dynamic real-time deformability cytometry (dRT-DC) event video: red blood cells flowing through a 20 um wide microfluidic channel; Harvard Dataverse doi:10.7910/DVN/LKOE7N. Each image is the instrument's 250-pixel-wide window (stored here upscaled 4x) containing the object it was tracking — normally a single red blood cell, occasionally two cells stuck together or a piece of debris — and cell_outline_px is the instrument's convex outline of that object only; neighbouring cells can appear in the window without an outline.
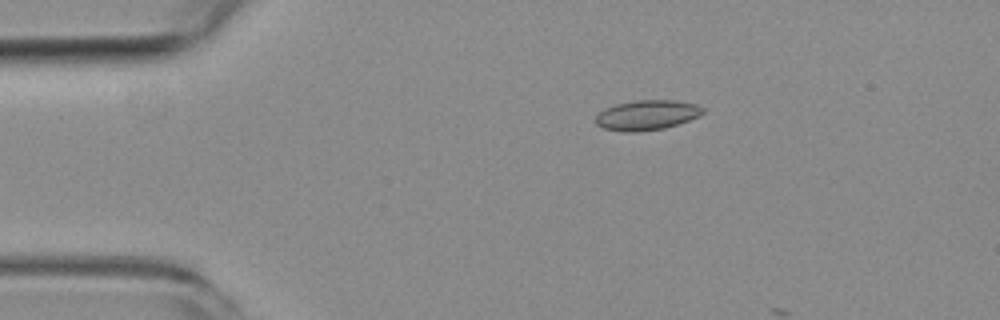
{"species": "common noctule bat (a hibernating species)", "species_latin": "Nyctalus noctula", "temperature_condition": "room temperature", "stored_images_in_passage": 6, "camera_frame_rate_fps": 3000, "um_per_image_px": 0.085, "animal": {"sex": "female", "body_mass_g": 19.3, "forearm_length_mm": 54.1}, "frame": {"image": 1, "passage_image": 4, "time_ms": 3.333, "image_size_px": [1000, 320], "cell_outline_px": [[704, 112], [700, 116], [664, 128], [636, 132], [628, 132], [604, 128], [596, 124], [596, 116], [600, 112], [616, 104], [636, 100], [672, 100], [696, 104], [704, 108]], "centroid_in_image_um": [55.01, 9.78], "position_along_channel_um": 30.0, "area_um2": 18.44}}